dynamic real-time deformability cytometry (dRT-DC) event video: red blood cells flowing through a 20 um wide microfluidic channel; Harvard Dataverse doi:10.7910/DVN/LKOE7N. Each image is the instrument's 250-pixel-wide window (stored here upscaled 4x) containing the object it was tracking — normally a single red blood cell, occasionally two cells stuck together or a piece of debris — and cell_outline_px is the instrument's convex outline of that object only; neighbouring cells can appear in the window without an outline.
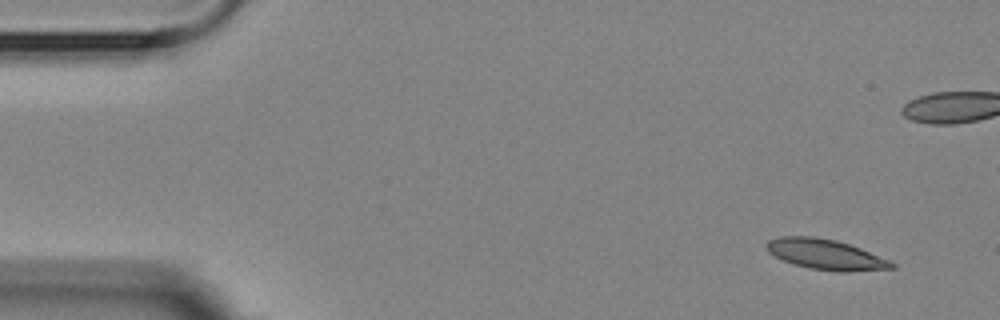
{"species": "Egyptian fruit bat (a non-hibernating species)", "species_latin": "Rousettus aegyptiacus", "temperature_condition": "room temperature", "stored_images_in_passage": 5, "camera_frame_rate_fps": 3000, "um_per_image_px": 0.085, "animal": {"sex": "female"}, "frame": {"image": 1, "passage_image": 1, "time_ms": 0.0, "image_size_px": [1000, 320], "cell_outline_px": [[896, 268], [848, 272], [840, 272], [812, 268], [796, 264], [784, 260], [768, 252], [764, 244], [768, 240], [780, 236], [812, 236], [836, 240], [860, 248], [888, 260], [896, 264]], "centroid_in_image_um": [70.17, 21.62], "position_along_channel_um": 14.8, "area_um2": 21.91}}